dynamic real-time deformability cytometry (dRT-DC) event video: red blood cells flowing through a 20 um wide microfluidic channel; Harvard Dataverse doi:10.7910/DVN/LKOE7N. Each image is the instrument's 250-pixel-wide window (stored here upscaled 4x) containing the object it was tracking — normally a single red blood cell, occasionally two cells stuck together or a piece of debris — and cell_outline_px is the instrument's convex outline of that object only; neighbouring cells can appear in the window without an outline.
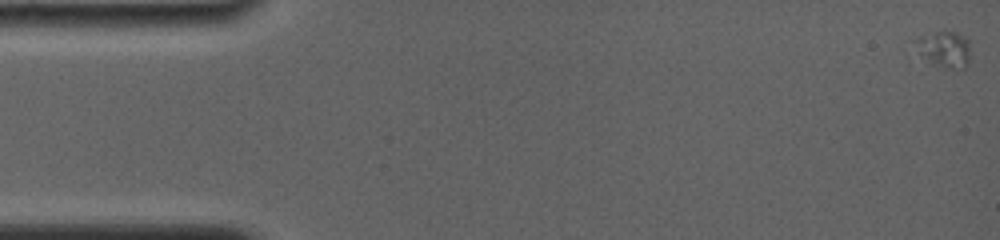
{"species": "common noctule bat (a hibernating species)", "species_latin": "Nyctalus noctula", "temperature_condition": "room temperature", "stored_images_in_passage": 9, "camera_frame_rate_fps": 4000, "um_per_image_px": 0.085, "animal": {"sex": "female", "body_mass_g": 19.0, "forearm_length_mm": 56.7}, "frame": {"image": 1, "passage_image": 1, "time_ms": 0.0, "image_size_px": [1000, 240], "cell_outline_px": [[968, 60], [964, 68], [944, 68], [936, 64], [924, 56], [920, 52], [912, 40], [920, 36], [936, 32], [956, 32], [964, 36], [968, 40]], "centroid_in_image_um": [80.27, 4.15], "position_along_channel_um": 4.7, "area_um2": 11.1}}